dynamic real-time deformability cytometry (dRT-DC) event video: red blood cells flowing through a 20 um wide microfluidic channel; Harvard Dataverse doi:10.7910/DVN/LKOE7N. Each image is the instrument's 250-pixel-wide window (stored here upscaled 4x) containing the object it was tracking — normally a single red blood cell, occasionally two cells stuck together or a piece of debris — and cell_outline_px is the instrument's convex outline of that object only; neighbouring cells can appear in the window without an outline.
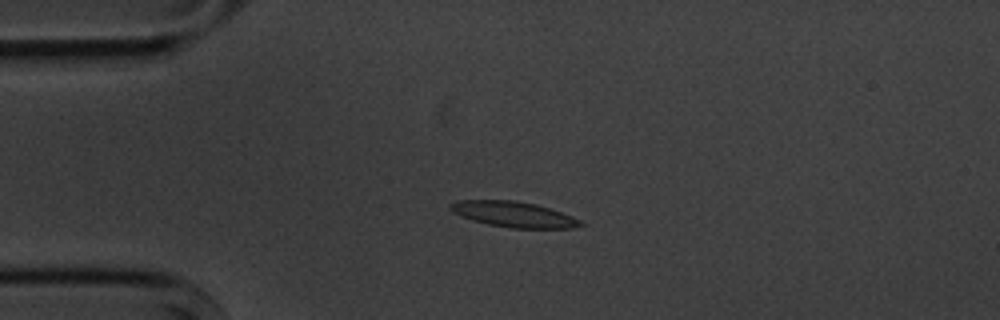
{"species": "common noctule bat (a hibernating species)", "species_latin": "Nyctalus noctula", "temperature_condition": "cold", "stored_images_in_passage": 9, "camera_frame_rate_fps": 3000, "um_per_image_px": 0.085, "animal": {"sex": "male", "body_mass_g": 20.1, "forearm_length_mm": 53.5}, "frame": {"image": 1, "passage_image": 4, "time_ms": 3.333, "image_size_px": [1000, 320], "cell_outline_px": [[584, 224], [572, 228], [512, 228], [488, 224], [472, 220], [460, 216], [452, 212], [448, 208], [448, 204], [456, 200], [516, 200], [536, 204], [572, 216], [580, 220]], "centroid_in_image_um": [43.59, 18.21], "position_along_channel_um": 41.4, "area_um2": 19.42}}
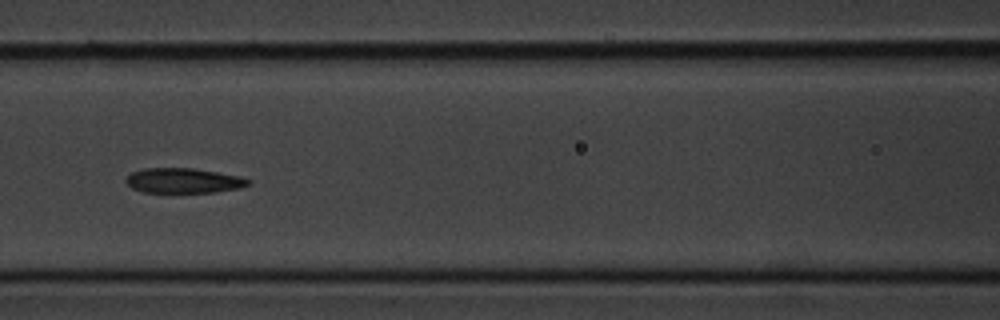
{"frame": {"image": 2, "passage_image": 7, "time_ms": 7.0, "image_size_px": [1000, 320], "cell_outline_px": [[252, 184], [240, 188], [216, 192], [144, 192], [132, 188], [124, 180], [132, 172], [144, 168], [192, 168], [240, 176], [252, 180]], "centroid_in_image_um": [15.64, 15.35], "position_along_channel_um": 151.0, "area_um2": 17.8}}
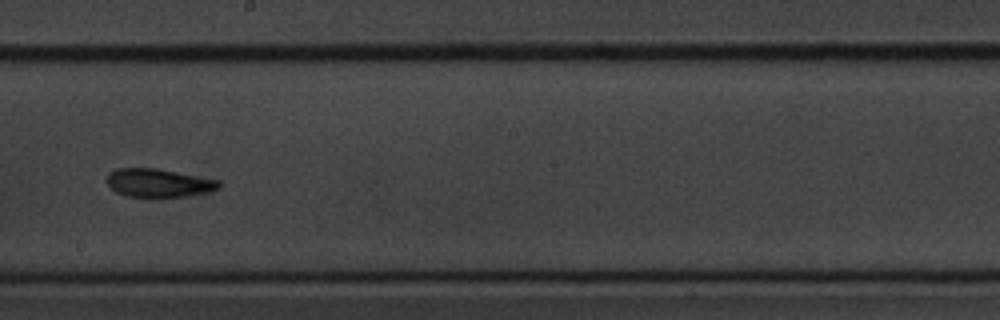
{"frame": {"image": 3, "passage_image": 9, "time_ms": 9.333, "image_size_px": [1000, 320], "cell_outline_px": [[220, 188], [188, 196], [160, 200], [148, 200], [128, 196], [116, 192], [108, 184], [108, 172], [116, 168], [156, 168], [220, 180]], "centroid_in_image_um": [13.46, 15.59], "position_along_channel_um": 234.7, "area_um2": 19.25}}